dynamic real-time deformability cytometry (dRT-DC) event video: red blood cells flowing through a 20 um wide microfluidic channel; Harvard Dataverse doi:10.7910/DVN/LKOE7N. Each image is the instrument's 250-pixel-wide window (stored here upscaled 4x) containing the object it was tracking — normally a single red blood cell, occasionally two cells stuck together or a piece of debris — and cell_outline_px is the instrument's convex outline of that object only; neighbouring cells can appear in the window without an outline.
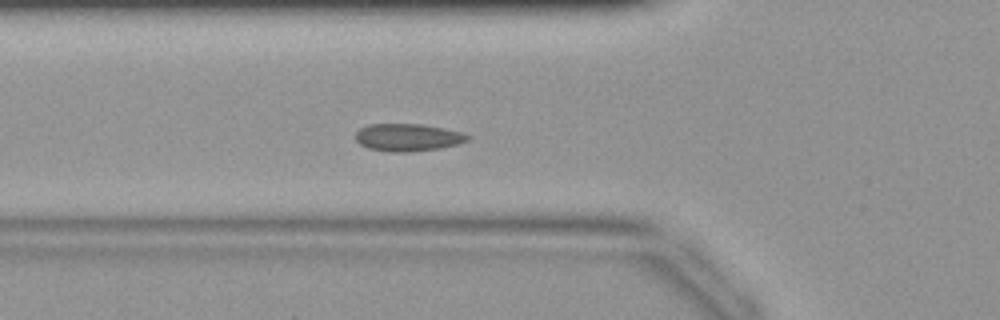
{"species": "common noctule bat (a hibernating species)", "species_latin": "Nyctalus noctula", "temperature_condition": "warm", "stored_images_in_passage": 31, "camera_frame_rate_fps": 3000, "um_per_image_px": 0.085, "animal": {"sex": "female", "body_mass_g": 19.9}, "frame": {"image": 1, "passage_image": 2, "time_ms": 0.333, "image_size_px": [1000, 320], "cell_outline_px": [[472, 136], [468, 140], [456, 144], [440, 148], [412, 152], [392, 152], [368, 148], [360, 144], [356, 140], [356, 132], [360, 128], [368, 124], [420, 124], [444, 128], [460, 132]], "centroid_in_image_um": [34.65, 11.68], "position_along_channel_um": 91.1, "area_um2": 17.92}}
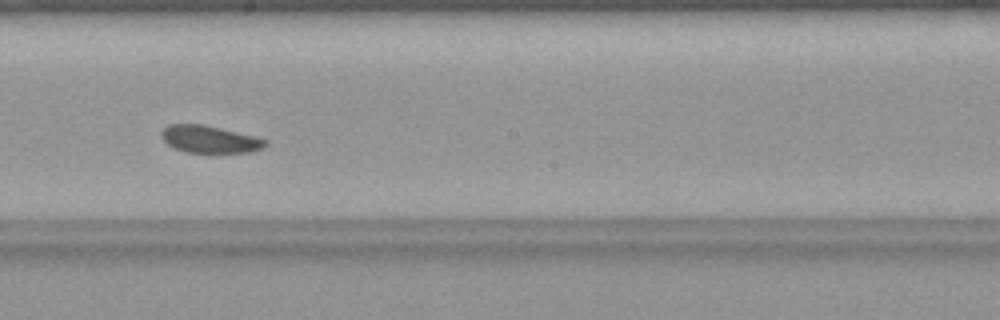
{"frame": {"image": 2, "passage_image": 11, "time_ms": 3.333, "image_size_px": [1000, 320], "cell_outline_px": [[268, 144], [264, 148], [252, 152], [188, 152], [176, 148], [168, 144], [160, 136], [160, 132], [168, 124], [204, 124], [268, 140]], "centroid_in_image_um": [17.82, 11.83], "position_along_channel_um": 230.4, "area_um2": 16.36}}
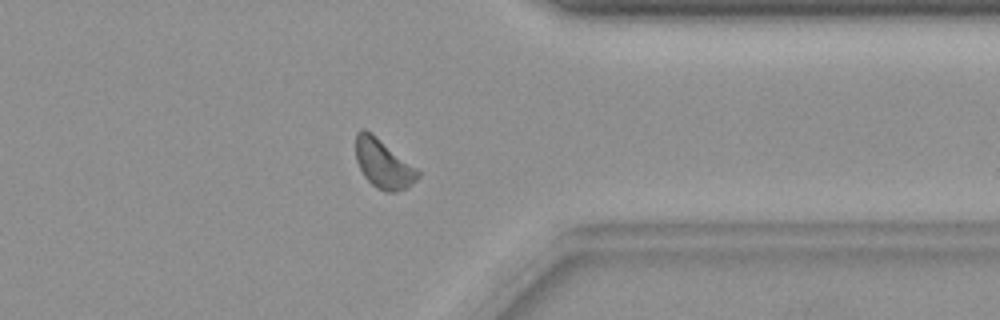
{"frame": {"image": 3, "passage_image": 21, "time_ms": 6.667, "image_size_px": [1000, 320], "cell_outline_px": [[420, 176], [416, 180], [404, 188], [396, 192], [384, 192], [372, 184], [364, 176], [356, 160], [356, 132], [360, 128], [364, 128], [372, 132], [416, 168], [420, 172]], "centroid_in_image_um": [32.55, 13.89], "position_along_channel_um": 378.8, "area_um2": 17.57}}